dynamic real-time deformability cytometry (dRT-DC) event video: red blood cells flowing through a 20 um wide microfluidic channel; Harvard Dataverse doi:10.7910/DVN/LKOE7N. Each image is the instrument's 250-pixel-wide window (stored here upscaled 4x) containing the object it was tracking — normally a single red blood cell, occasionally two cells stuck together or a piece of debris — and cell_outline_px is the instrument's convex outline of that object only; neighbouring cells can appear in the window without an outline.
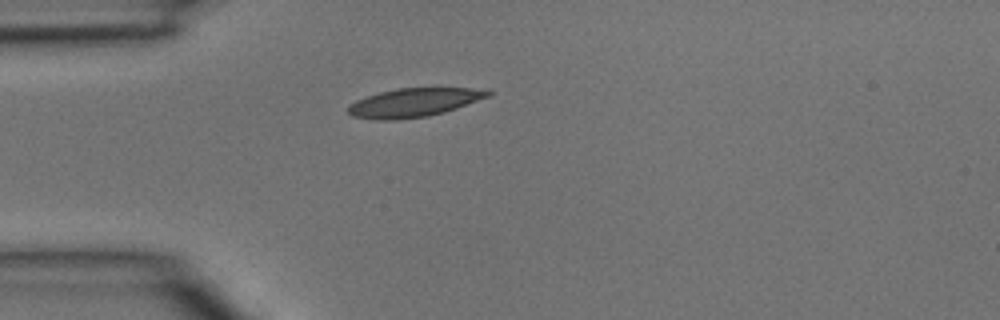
{"species": "common noctule bat (a hibernating species)", "species_latin": "Nyctalus noctula", "temperature_condition": "room temperature", "stored_images_in_passage": 1, "camera_frame_rate_fps": 3000, "um_per_image_px": 0.085, "animal": {"sex": "male", "body_mass_g": 15.6}, "frame": {"image": 1, "passage_image": 1, "time_ms": 0.0, "image_size_px": [1000, 320], "cell_outline_px": [[492, 96], [444, 112], [428, 116], [396, 120], [380, 120], [352, 116], [348, 112], [348, 108], [356, 100], [380, 92], [396, 88], [468, 88], [492, 92]], "centroid_in_image_um": [35.19, 8.72], "position_along_channel_um": 49.8, "area_um2": 23.12}}